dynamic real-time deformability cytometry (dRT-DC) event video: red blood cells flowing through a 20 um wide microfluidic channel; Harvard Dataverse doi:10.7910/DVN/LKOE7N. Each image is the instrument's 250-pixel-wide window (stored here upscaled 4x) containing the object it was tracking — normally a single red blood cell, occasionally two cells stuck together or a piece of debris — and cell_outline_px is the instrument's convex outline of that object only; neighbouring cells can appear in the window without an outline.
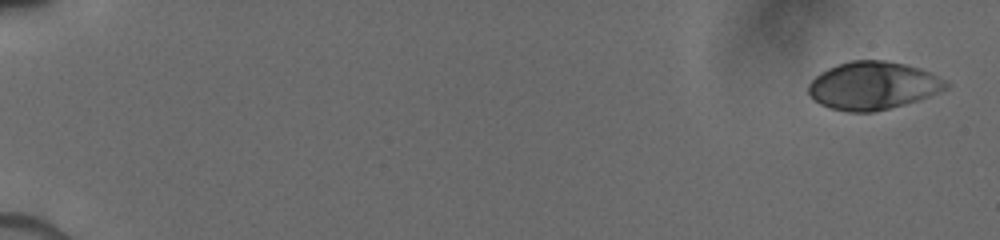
{"species": "human", "species_latin": "Homo sapiens", "temperature_condition": "cold", "stored_images_in_passage": 6, "camera_frame_rate_fps": 3000, "um_per_image_px": 0.085, "donor": {"sex": "male"}, "frame": {"image": 1, "passage_image": 1, "time_ms": 0.0, "image_size_px": [1000, 240], "cell_outline_px": [[948, 88], [940, 92], [904, 104], [872, 112], [848, 112], [828, 108], [820, 104], [808, 92], [808, 84], [820, 72], [836, 64], [852, 60], [884, 60], [904, 64], [920, 68], [944, 80], [948, 84]], "centroid_in_image_um": [74.16, 7.27], "position_along_channel_um": 10.8, "area_um2": 38.15}}
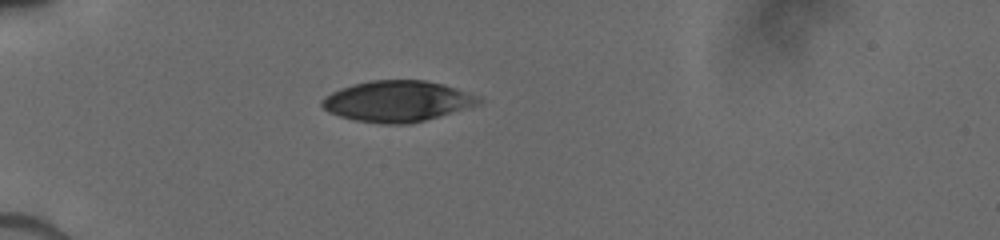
{"frame": {"image": 2, "passage_image": 6, "time_ms": 5.0, "image_size_px": [1000, 240], "cell_outline_px": [[484, 100], [480, 104], [440, 116], [408, 124], [384, 124], [356, 120], [340, 116], [328, 112], [320, 104], [320, 100], [324, 96], [340, 88], [352, 84], [368, 80], [424, 80], [444, 84], [480, 96]], "centroid_in_image_um": [33.77, 8.59], "position_along_channel_um": 51.2, "area_um2": 37.57}}